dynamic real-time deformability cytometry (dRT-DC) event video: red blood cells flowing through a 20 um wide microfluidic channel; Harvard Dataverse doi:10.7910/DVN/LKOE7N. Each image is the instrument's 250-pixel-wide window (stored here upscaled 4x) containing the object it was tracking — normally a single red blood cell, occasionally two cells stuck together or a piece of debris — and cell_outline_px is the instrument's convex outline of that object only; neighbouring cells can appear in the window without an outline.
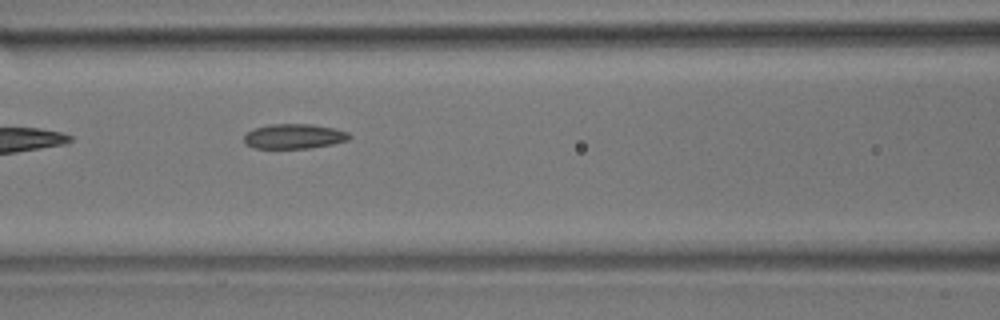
{"species": "common noctule bat (a hibernating species)", "species_latin": "Nyctalus noctula", "temperature_condition": "room temperature", "stored_images_in_passage": 8, "camera_frame_rate_fps": 3000, "um_per_image_px": 0.085, "animal": {"sex": "male", "body_mass_g": 17.9}, "frame": {"image": 1, "passage_image": 7, "time_ms": 2.0, "image_size_px": [1000, 320], "cell_outline_px": [[352, 136], [348, 140], [332, 144], [312, 148], [252, 148], [244, 144], [244, 136], [248, 132], [256, 128], [272, 124], [312, 124], [332, 128], [348, 132]], "centroid_in_image_um": [25.0, 11.6], "position_along_channel_um": 141.6, "area_um2": 15.2}}